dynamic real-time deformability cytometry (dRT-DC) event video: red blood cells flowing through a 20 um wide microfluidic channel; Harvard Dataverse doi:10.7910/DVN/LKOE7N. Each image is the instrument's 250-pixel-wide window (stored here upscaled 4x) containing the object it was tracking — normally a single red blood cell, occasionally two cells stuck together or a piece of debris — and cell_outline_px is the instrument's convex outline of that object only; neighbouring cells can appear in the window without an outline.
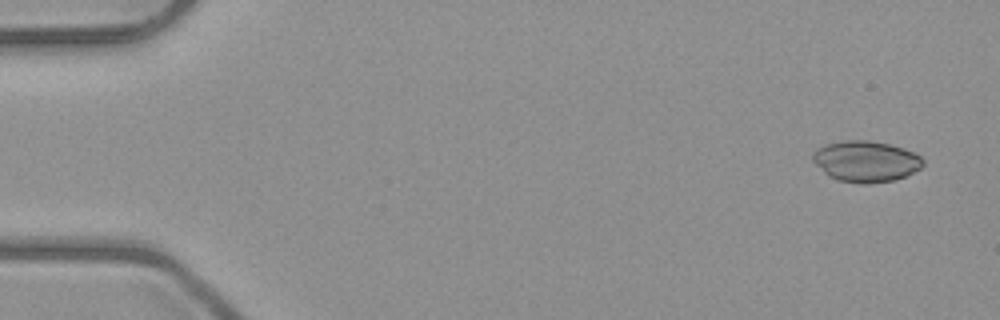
{"species": "common noctule bat (a hibernating species)", "species_latin": "Nyctalus noctula", "temperature_condition": "room temperature", "stored_images_in_passage": 5, "segment_of_instrument_passage": [1, 2], "camera_frame_rate_fps": 3000, "um_per_image_px": 0.085, "animal": {"sex": "male", "body_mass_g": 23.1, "forearm_length_mm": 52.7}, "frame": {"image": 1, "passage_image": 1, "time_ms": 0.0, "image_size_px": [1000, 320], "cell_outline_px": [[924, 164], [920, 168], [896, 180], [868, 184], [860, 184], [836, 180], [828, 176], [812, 160], [812, 152], [816, 148], [824, 144], [844, 140], [868, 140], [888, 144], [904, 148], [920, 156], [924, 160]], "centroid_in_image_um": [73.56, 13.72], "position_along_channel_um": 11.4, "area_um2": 26.59}}